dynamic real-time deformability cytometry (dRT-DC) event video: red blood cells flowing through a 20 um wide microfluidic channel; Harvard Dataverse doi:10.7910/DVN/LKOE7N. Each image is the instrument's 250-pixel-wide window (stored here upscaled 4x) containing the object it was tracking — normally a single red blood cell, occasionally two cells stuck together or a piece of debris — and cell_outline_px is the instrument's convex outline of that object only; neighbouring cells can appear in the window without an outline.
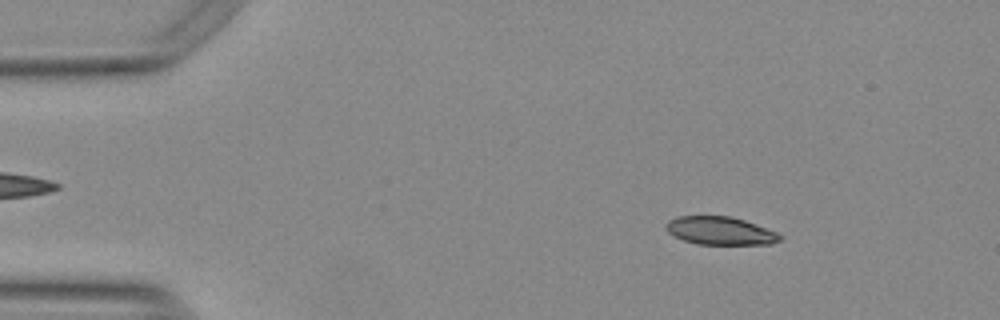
{"species": "Egyptian fruit bat (a non-hibernating species)", "species_latin": "Rousettus aegyptiacus", "temperature_condition": "warm", "stored_images_in_passage": 53, "camera_frame_rate_fps": 3000, "um_per_image_px": 0.085, "animal": {"sex": "female"}, "frame": {"image": 1, "passage_image": 7, "time_ms": 2.0, "image_size_px": [1000, 320], "cell_outline_px": [[784, 236], [780, 240], [772, 244], [696, 244], [684, 240], [668, 232], [664, 228], [664, 224], [668, 220], [680, 216], [728, 216], [744, 220], [776, 232]], "centroid_in_image_um": [61.2, 19.62], "position_along_channel_um": 23.8, "area_um2": 18.55}}
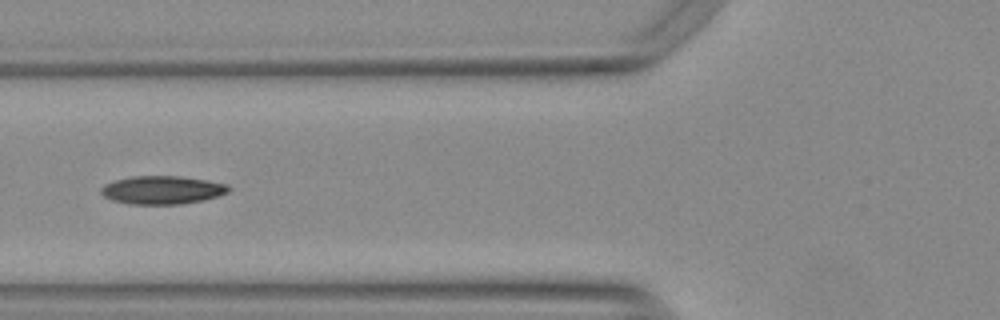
{"frame": {"image": 2, "passage_image": 20, "time_ms": 6.333, "image_size_px": [1000, 320], "cell_outline_px": [[232, 188], [228, 192], [204, 200], [180, 204], [128, 204], [112, 200], [104, 196], [100, 192], [100, 188], [104, 184], [116, 180], [132, 176], [180, 176], [228, 184]], "centroid_in_image_um": [13.78, 16.15], "position_along_channel_um": 112.0, "area_um2": 20.98}}
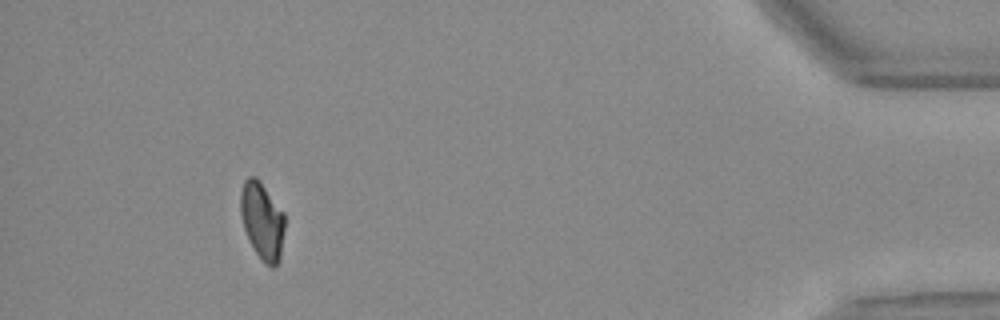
{"frame": {"image": 3, "passage_image": 49, "time_ms": 16.0, "image_size_px": [1000, 320], "cell_outline_px": [[284, 228], [280, 260], [272, 268], [264, 264], [256, 252], [244, 228], [240, 216], [240, 192], [244, 180], [248, 176], [256, 176], [260, 180], [284, 212]], "centroid_in_image_um": [22.28, 18.73], "position_along_channel_um": 412.9, "area_um2": 20.0}, "authors_computed_cell_mechanics": {"area_um2": 20.0566, "velocity_mm_per_s": 3.7765, "shape_relaxation_time_tau1_ms": 10.3965, "shape_relaxation_time_tau2_ms": 4.4975, "deformation_change_tau1": 0.2038, "deformation_change_tau2": 0.0989}}